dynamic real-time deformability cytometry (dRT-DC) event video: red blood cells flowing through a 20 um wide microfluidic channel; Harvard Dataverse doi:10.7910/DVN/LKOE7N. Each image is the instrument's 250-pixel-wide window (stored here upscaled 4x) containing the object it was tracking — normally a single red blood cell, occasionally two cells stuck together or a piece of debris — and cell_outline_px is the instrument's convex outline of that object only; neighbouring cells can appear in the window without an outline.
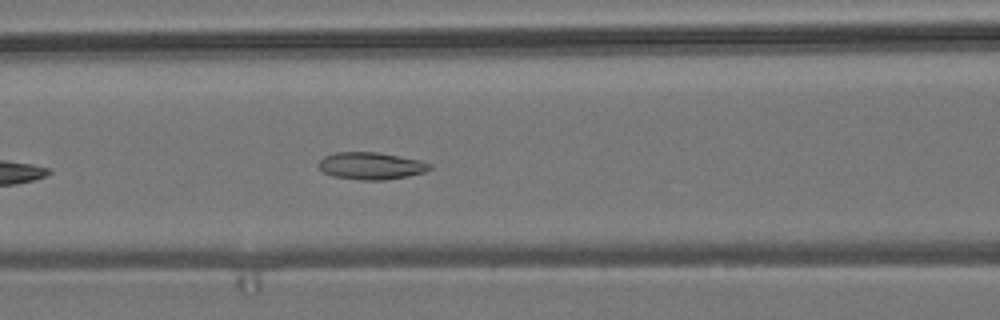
{"species": "common noctule bat (a hibernating species)", "species_latin": "Nyctalus noctula", "temperature_condition": "room temperature", "stored_images_in_passage": 42, "camera_frame_rate_fps": 3000, "um_per_image_px": 0.085, "animal": {"sex": "male", "body_mass_g": 19.2, "forearm_length_mm": 51.8}, "frame": {"image": 1, "passage_image": 10, "time_ms": 3.0, "image_size_px": [1000, 320], "cell_outline_px": [[432, 168], [424, 172], [408, 176], [384, 180], [360, 180], [332, 176], [324, 172], [316, 164], [324, 156], [336, 152], [380, 152], [420, 160], [432, 164]], "centroid_in_image_um": [31.54, 14.09], "position_along_channel_um": 135.1, "area_um2": 17.74}}
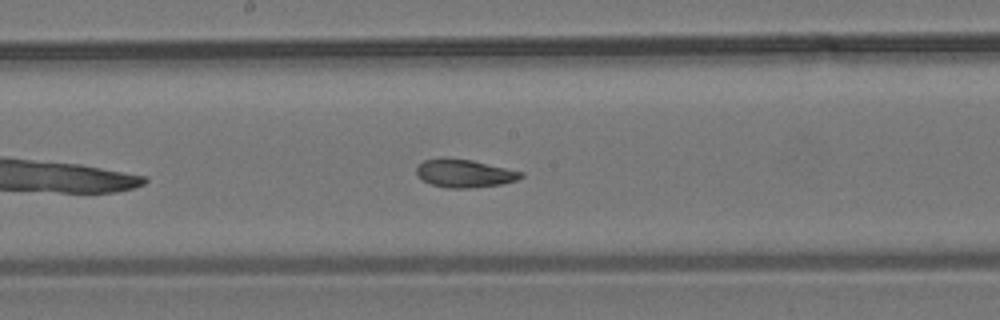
{"frame": {"image": 2, "passage_image": 16, "time_ms": 5.0, "image_size_px": [1000, 320], "cell_outline_px": [[524, 176], [516, 180], [500, 184], [472, 188], [448, 188], [432, 184], [424, 180], [416, 172], [416, 168], [424, 160], [472, 160], [524, 172]], "centroid_in_image_um": [39.55, 14.77], "position_along_channel_um": 208.7, "area_um2": 16.42}}
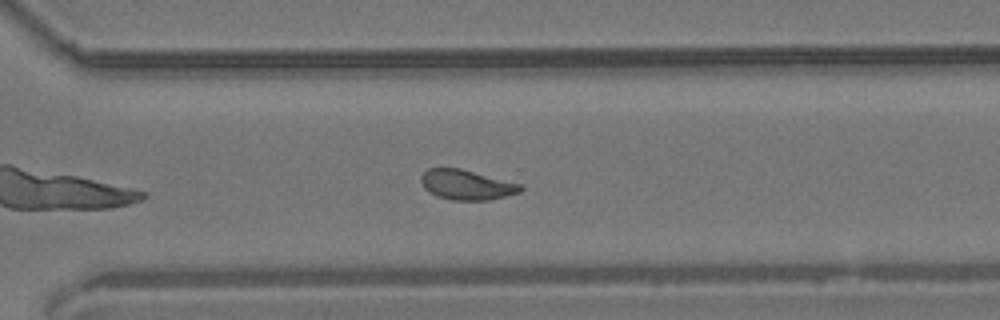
{"frame": {"image": 3, "passage_image": 26, "time_ms": 8.333, "image_size_px": [1000, 320], "cell_outline_px": [[524, 188], [520, 192], [488, 200], [452, 200], [436, 196], [428, 192], [424, 188], [420, 180], [420, 176], [428, 168], [460, 168], [524, 184]], "centroid_in_image_um": [39.67, 15.7], "position_along_channel_um": 330.9, "area_um2": 17.57}, "authors_computed_cell_mechanics": {"area_um2": 17.5712, "velocity_mm_per_s": 3.6779, "shape_relaxation_time_tau1_ms": 7.6512, "shape_relaxation_time_tau2_ms": 2.9038, "deformation_change_tau1": 0.1596, "deformation_change_tau2": 0.0973}}